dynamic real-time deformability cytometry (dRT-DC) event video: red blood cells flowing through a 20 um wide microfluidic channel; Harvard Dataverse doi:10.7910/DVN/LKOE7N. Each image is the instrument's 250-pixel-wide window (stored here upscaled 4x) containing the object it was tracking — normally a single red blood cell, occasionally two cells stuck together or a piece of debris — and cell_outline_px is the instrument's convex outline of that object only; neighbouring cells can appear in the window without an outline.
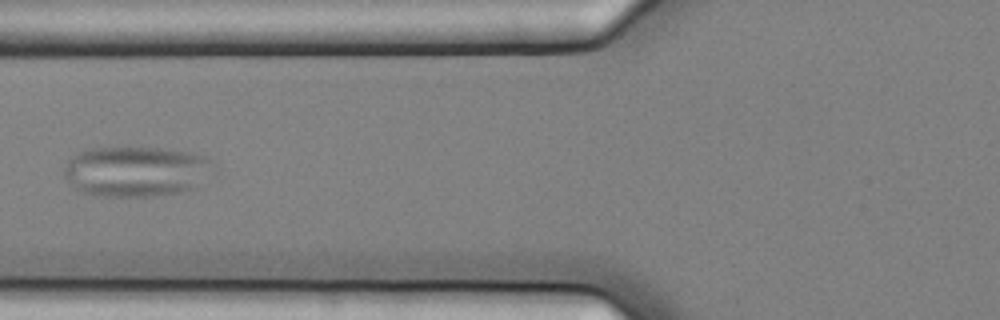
{"species": "common noctule bat (a hibernating species)", "species_latin": "Nyctalus noctula", "temperature_condition": "cold", "stored_images_in_passage": 7, "camera_frame_rate_fps": 3000, "um_per_image_px": 0.085, "animal": {"sex": "female", "body_mass_g": 25.1}, "frame": {"image": 1, "passage_image": 7, "time_ms": 2.0, "image_size_px": [1000, 320], "cell_outline_px": [[216, 172], [196, 188], [180, 192], [152, 196], [96, 196], [80, 192], [64, 176], [64, 168], [68, 160], [76, 152], [88, 148], [128, 144], [192, 152], [208, 156], [212, 160], [216, 168]], "centroid_in_image_um": [11.62, 14.52], "position_along_channel_um": 114.2, "area_um2": 45.72}}